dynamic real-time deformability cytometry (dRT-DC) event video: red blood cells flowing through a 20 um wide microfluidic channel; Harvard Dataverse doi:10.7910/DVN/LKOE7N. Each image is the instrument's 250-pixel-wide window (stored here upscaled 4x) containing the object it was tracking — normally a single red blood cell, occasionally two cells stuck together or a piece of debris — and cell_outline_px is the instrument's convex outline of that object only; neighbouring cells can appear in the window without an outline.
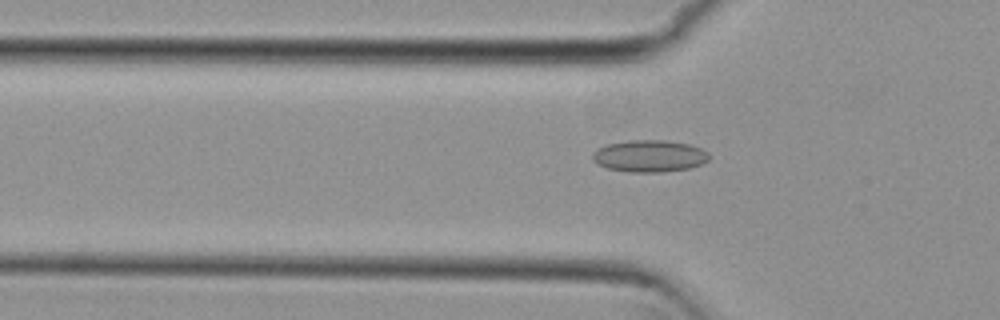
{"species": "common noctule bat (a hibernating species)", "species_latin": "Nyctalus noctula", "temperature_condition": "cold", "stored_images_in_passage": 54, "camera_frame_rate_fps": 3000, "um_per_image_px": 0.085, "animal": {"sex": "female", "body_mass_g": 29.2, "forearm_length_mm": 56.3}, "frame": {"image": 1, "passage_image": 18, "time_ms": 5.667, "image_size_px": [1000, 320], "cell_outline_px": [[708, 160], [700, 164], [688, 168], [664, 172], [628, 172], [608, 168], [596, 164], [592, 160], [592, 152], [596, 148], [608, 144], [628, 140], [668, 140], [688, 144], [700, 148], [708, 152]], "centroid_in_image_um": [55.15, 13.26], "position_along_channel_um": 70.6, "area_um2": 21.79}}
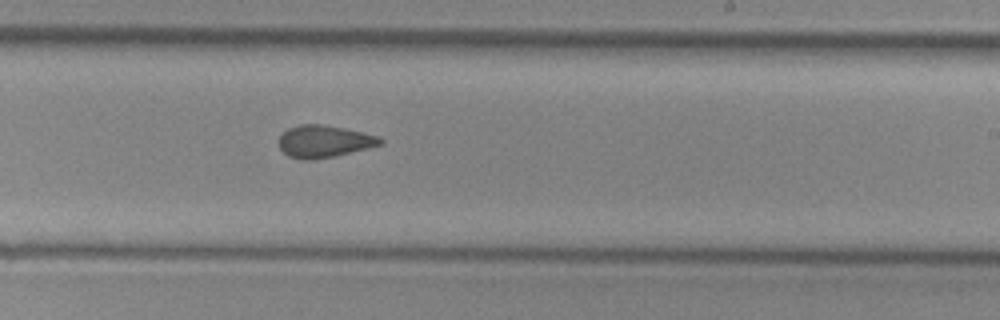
{"frame": {"image": 2, "passage_image": 33, "time_ms": 10.667, "image_size_px": [1000, 320], "cell_outline_px": [[384, 144], [336, 156], [312, 160], [300, 160], [288, 156], [276, 144], [280, 136], [288, 128], [300, 124], [320, 124], [344, 128], [380, 136], [384, 140]], "centroid_in_image_um": [27.55, 12.03], "position_along_channel_um": 261.5, "area_um2": 19.31}}
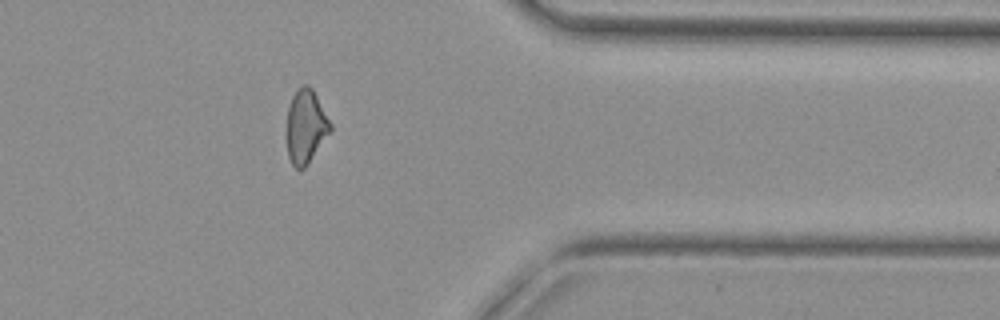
{"frame": {"image": 3, "passage_image": 44, "time_ms": 14.333, "image_size_px": [1000, 320], "cell_outline_px": [[332, 132], [308, 164], [304, 168], [296, 168], [292, 164], [288, 156], [288, 108], [292, 96], [304, 84], [308, 84], [312, 88], [332, 124]], "centroid_in_image_um": [26.03, 10.77], "position_along_channel_um": 385.4, "area_um2": 18.61}, "authors_computed_cell_mechanics": {"area_um2": 19.5075, "velocity_mm_per_s": 3.8112, "shape_relaxation_time_tau1_ms": null, "shape_relaxation_time_tau2_ms": 2.6504, "deformation_change_tau1": null, "deformation_change_tau2": 0.0705}}